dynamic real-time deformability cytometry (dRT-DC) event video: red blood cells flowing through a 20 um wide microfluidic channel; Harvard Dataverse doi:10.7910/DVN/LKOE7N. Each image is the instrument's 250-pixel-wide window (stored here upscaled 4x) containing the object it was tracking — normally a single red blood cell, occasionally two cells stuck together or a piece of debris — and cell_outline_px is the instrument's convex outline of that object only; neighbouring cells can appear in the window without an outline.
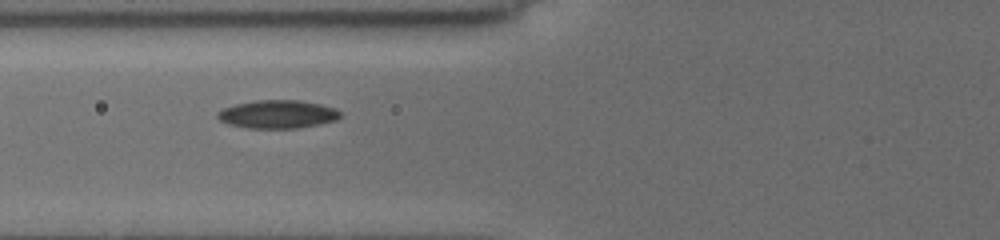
{"species": "common noctule bat (a hibernating species)", "species_latin": "Nyctalus noctula", "temperature_condition": "cold", "stored_images_in_passage": 9, "camera_frame_rate_fps": 3000, "um_per_image_px": 0.085, "animal": {"sex": "female", "body_mass_g": 19.5, "forearm_length_mm": 54.1}, "frame": {"image": 1, "passage_image": 8, "time_ms": 5.667, "image_size_px": [1000, 240], "cell_outline_px": [[340, 116], [336, 120], [320, 124], [296, 128], [248, 128], [228, 124], [220, 120], [216, 116], [216, 112], [224, 108], [236, 104], [252, 100], [300, 100], [320, 104], [336, 108], [340, 112]], "centroid_in_image_um": [23.58, 9.7], "position_along_channel_um": 102.2, "area_um2": 20.23}}